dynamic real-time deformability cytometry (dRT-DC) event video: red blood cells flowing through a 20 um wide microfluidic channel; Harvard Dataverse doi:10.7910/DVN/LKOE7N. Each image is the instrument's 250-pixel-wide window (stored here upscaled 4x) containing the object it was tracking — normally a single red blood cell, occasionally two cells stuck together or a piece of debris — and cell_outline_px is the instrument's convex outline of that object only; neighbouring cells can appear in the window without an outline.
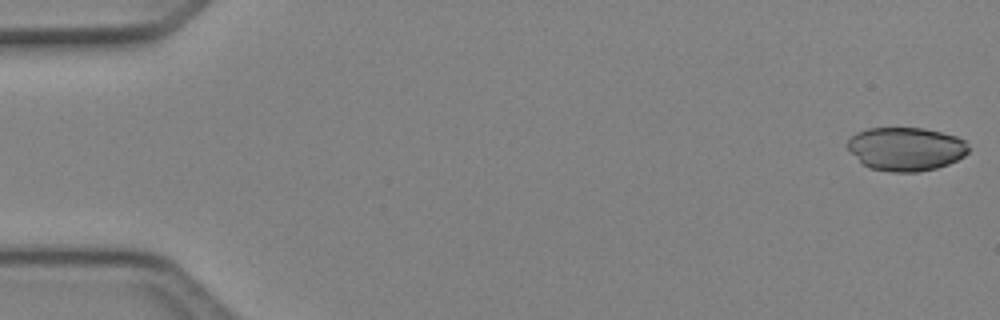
{"species": "Egyptian fruit bat (a non-hibernating species)", "species_latin": "Rousettus aegyptiacus", "temperature_condition": "cold", "stored_images_in_passage": 5, "camera_frame_rate_fps": 3000, "um_per_image_px": 0.085, "animal": {"sex": "female"}, "frame": {"image": 1, "passage_image": 1, "time_ms": 0.0, "image_size_px": [1000, 320], "cell_outline_px": [[968, 152], [964, 156], [948, 164], [936, 168], [916, 172], [892, 172], [868, 168], [848, 148], [848, 140], [856, 132], [868, 128], [924, 128], [956, 136], [964, 140], [968, 148]], "centroid_in_image_um": [77.01, 12.66], "position_along_channel_um": 8.0, "area_um2": 30.46}}
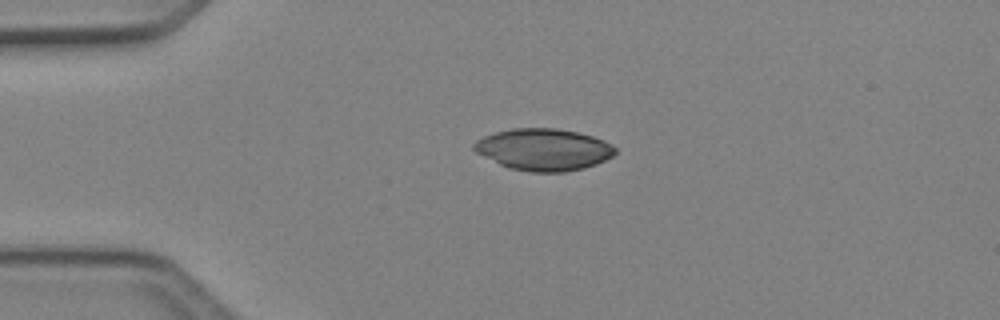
{"frame": {"image": 2, "passage_image": 4, "time_ms": 1.0, "image_size_px": [1000, 320], "cell_outline_px": [[616, 152], [612, 156], [596, 164], [584, 168], [564, 172], [532, 172], [508, 168], [476, 152], [472, 148], [472, 144], [476, 140], [484, 136], [496, 132], [512, 128], [556, 128], [576, 132], [592, 136], [604, 140], [612, 144], [616, 148]], "centroid_in_image_um": [46.21, 12.71], "position_along_channel_um": 38.8, "area_um2": 34.39}}